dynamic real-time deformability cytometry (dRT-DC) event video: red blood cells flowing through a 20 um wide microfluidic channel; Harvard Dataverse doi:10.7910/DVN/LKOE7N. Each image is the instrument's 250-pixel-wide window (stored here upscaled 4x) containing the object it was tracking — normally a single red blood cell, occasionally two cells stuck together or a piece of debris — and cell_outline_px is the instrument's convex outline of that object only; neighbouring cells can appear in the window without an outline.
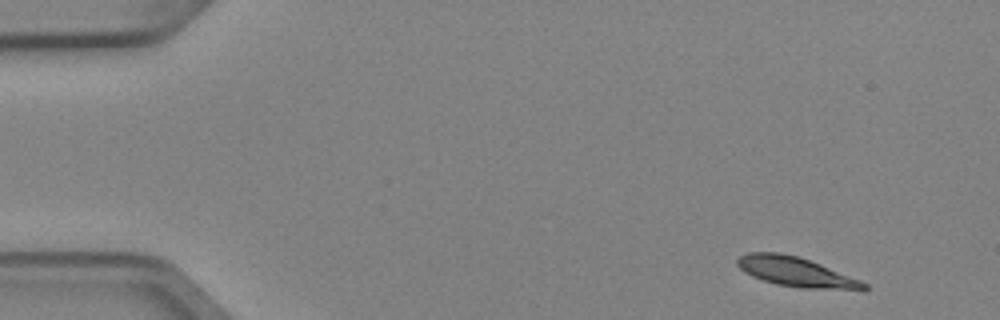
{"species": "Egyptian fruit bat (a non-hibernating species)", "species_latin": "Rousettus aegyptiacus", "temperature_condition": "cold", "stored_images_in_passage": 4, "camera_frame_rate_fps": 3000, "um_per_image_px": 0.085, "animal": {"sex": "female"}, "frame": {"image": 1, "passage_image": 1, "time_ms": 0.0, "image_size_px": [1000, 320], "cell_outline_px": [[868, 288], [800, 288], [776, 284], [752, 276], [744, 272], [736, 264], [736, 260], [740, 256], [748, 252], [780, 252], [796, 256], [820, 264], [860, 280], [868, 284]], "centroid_in_image_um": [67.55, 23.08], "position_along_channel_um": 17.5, "area_um2": 21.21}}
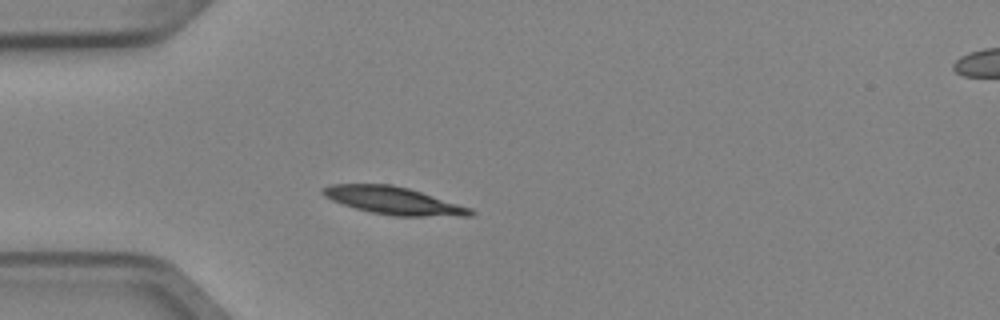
{"frame": {"image": 2, "passage_image": 4, "time_ms": 1.0, "image_size_px": [1000, 320], "cell_outline_px": [[476, 212], [472, 216], [396, 216], [372, 212], [356, 208], [332, 200], [324, 196], [320, 192], [324, 188], [332, 184], [392, 184], [408, 188], [472, 208]], "centroid_in_image_um": [33.48, 17.05], "position_along_channel_um": 51.5, "area_um2": 23.47}}